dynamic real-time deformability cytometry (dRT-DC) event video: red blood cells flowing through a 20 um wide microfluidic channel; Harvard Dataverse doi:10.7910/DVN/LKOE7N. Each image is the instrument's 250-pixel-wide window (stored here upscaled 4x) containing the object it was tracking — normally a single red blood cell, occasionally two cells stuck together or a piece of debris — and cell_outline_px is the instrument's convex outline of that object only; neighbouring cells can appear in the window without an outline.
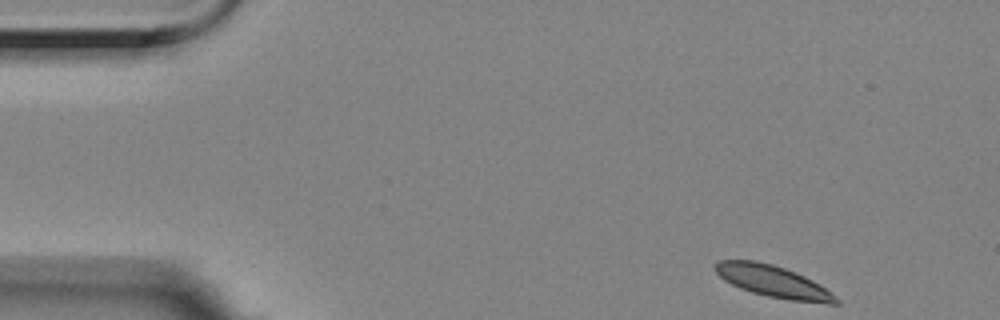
{"species": "Egyptian fruit bat (a non-hibernating species)", "species_latin": "Rousettus aegyptiacus", "temperature_condition": "room temperature", "stored_images_in_passage": 51, "camera_frame_rate_fps": 3000, "um_per_image_px": 0.085, "animal": {"sex": "female"}, "frame": {"image": 1, "passage_image": 1, "time_ms": 0.0, "image_size_px": [1000, 320], "cell_outline_px": [[840, 304], [828, 304], [788, 300], [768, 296], [752, 292], [740, 288], [724, 280], [716, 272], [716, 260], [756, 260], [772, 264], [796, 272], [820, 284], [836, 296], [840, 300]], "centroid_in_image_um": [65.76, 23.93], "position_along_channel_um": 19.2, "area_um2": 22.37}}
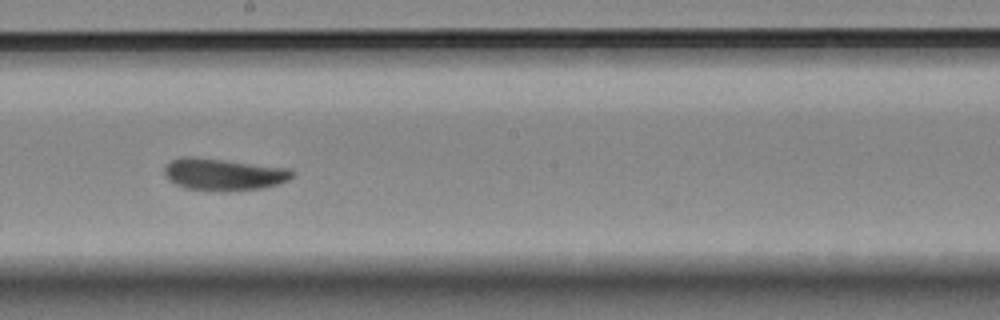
{"frame": {"image": 2, "passage_image": 29, "time_ms": 9.333, "image_size_px": [1000, 320], "cell_outline_px": [[296, 172], [288, 180], [264, 188], [184, 188], [168, 180], [164, 172], [164, 168], [172, 160], [184, 156], [188, 156], [288, 168]], "centroid_in_image_um": [18.99, 14.78], "position_along_channel_um": 229.2, "area_um2": 22.54}}
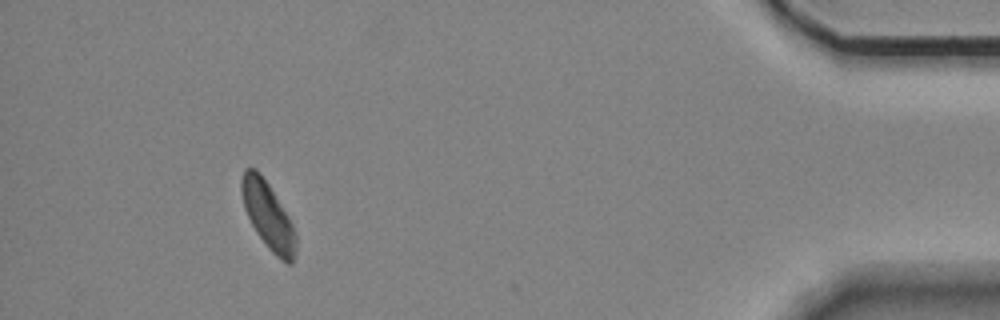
{"frame": {"image": 3, "passage_image": 50, "time_ms": 16.333, "image_size_px": [1000, 320], "cell_outline_px": [[296, 252], [292, 264], [288, 264], [276, 256], [268, 248], [256, 232], [244, 208], [240, 192], [240, 180], [244, 168], [256, 168], [268, 184], [288, 216], [292, 224], [296, 236]], "centroid_in_image_um": [22.76, 18.32], "position_along_channel_um": 412.4, "area_um2": 21.1}, "authors_computed_cell_mechanics": {"area_um2": 23.2934, "velocity_mm_per_s": 3.4886, "shape_relaxation_time_tau1_ms": 4.2694, "shape_relaxation_time_tau2_ms": 3.6659, "deformation_change_tau1": 0.1016, "deformation_change_tau2": 0.0553}}